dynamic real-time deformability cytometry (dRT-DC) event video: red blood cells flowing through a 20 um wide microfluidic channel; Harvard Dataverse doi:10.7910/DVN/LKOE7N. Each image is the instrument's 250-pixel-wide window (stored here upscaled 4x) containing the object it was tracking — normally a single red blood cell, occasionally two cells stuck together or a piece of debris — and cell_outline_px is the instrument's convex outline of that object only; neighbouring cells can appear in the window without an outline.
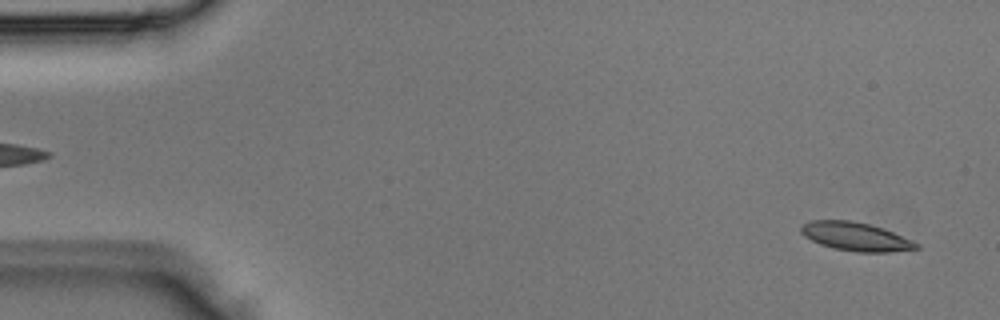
{"species": "Egyptian fruit bat (a non-hibernating species)", "species_latin": "Rousettus aegyptiacus", "temperature_condition": "room temperature", "stored_images_in_passage": 3, "segment_of_instrument_passage": [2, 2], "camera_frame_rate_fps": 3000, "um_per_image_px": 0.085, "animal": {"sex": "male"}, "frame": {"image": 1, "passage_image": 3, "time_ms": 0.667, "image_size_px": [1000, 320], "cell_outline_px": [[920, 248], [888, 252], [860, 252], [832, 248], [820, 244], [804, 236], [800, 232], [800, 228], [808, 220], [852, 220], [868, 224], [892, 232], [920, 244]], "centroid_in_image_um": [72.7, 20.11], "position_along_channel_um": 12.3, "area_um2": 18.96}}